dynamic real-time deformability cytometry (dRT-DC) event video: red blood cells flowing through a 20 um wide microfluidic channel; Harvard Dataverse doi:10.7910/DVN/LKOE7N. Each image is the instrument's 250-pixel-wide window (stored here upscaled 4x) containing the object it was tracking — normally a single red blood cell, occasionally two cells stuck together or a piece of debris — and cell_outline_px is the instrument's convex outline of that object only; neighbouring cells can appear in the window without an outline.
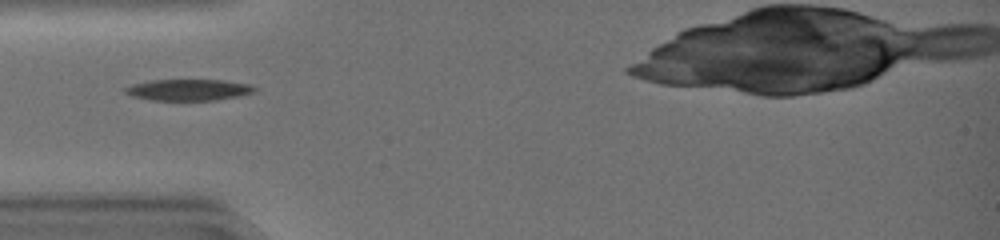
{"species": "common noctule bat (a hibernating species)", "species_latin": "Nyctalus noctula", "temperature_condition": "warm", "stored_images_in_passage": 31, "camera_frame_rate_fps": 3000, "um_per_image_px": 0.085, "animal": {"sex": "female", "body_mass_g": 19.0, "forearm_length_mm": 51.5}, "frame": {"image": 1, "passage_image": 1, "time_ms": 0.0, "image_size_px": [1000, 240], "cell_outline_px": [[256, 92], [216, 100], [152, 100], [132, 96], [124, 92], [124, 88], [132, 84], [148, 80], [224, 80], [248, 84], [256, 88]], "centroid_in_image_um": [15.99, 7.63], "position_along_channel_um": 69.0, "area_um2": 16.01}}
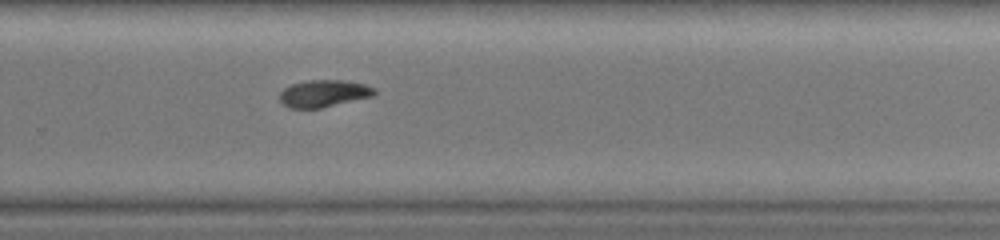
{"frame": {"image": 2, "passage_image": 17, "time_ms": 5.333, "image_size_px": [1000, 240], "cell_outline_px": [[376, 92], [372, 96], [320, 108], [292, 108], [284, 104], [280, 100], [280, 92], [284, 88], [292, 84], [308, 80], [344, 80], [364, 84], [376, 88]], "centroid_in_image_um": [27.52, 7.93], "position_along_channel_um": 302.3, "area_um2": 14.8}}
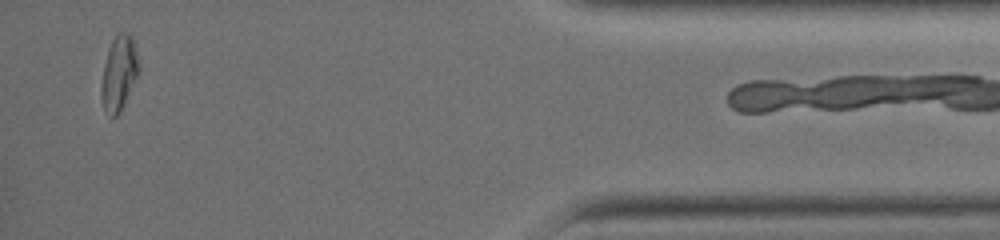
{"frame": {"image": 3, "passage_image": 29, "time_ms": 9.333, "image_size_px": [1000, 240], "cell_outline_px": [[140, 72], [120, 112], [116, 116], [112, 116], [104, 108], [100, 96], [100, 88], [104, 64], [112, 40], [116, 32], [128, 32], [132, 36], [140, 64]], "centroid_in_image_um": [10.13, 6.19], "position_along_channel_um": 425.1, "area_um2": 16.47}}